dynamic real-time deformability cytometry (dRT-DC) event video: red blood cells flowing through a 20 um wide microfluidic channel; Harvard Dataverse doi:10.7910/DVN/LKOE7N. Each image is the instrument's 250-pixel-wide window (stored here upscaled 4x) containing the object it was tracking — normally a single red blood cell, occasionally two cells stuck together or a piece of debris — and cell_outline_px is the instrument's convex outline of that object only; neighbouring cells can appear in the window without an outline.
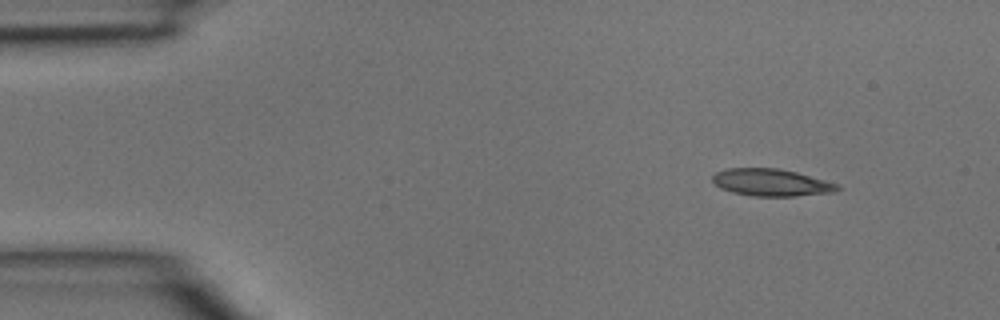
{"species": "common noctule bat (a hibernating species)", "species_latin": "Nyctalus noctula", "temperature_condition": "room temperature", "stored_images_in_passage": 3, "camera_frame_rate_fps": 3000, "um_per_image_px": 0.085, "animal": {"sex": "male", "body_mass_g": 15.6}, "frame": {"image": 1, "passage_image": 1, "time_ms": 0.0, "image_size_px": [1000, 320], "cell_outline_px": [[840, 188], [832, 192], [796, 196], [752, 196], [732, 192], [720, 188], [712, 180], [712, 176], [716, 172], [728, 168], [776, 168], [796, 172], [840, 184]], "centroid_in_image_um": [65.55, 15.51], "position_along_channel_um": 19.5, "area_um2": 19.71}}
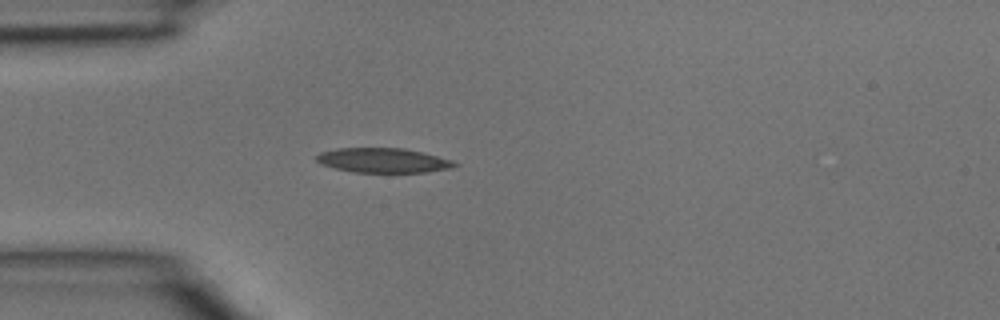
{"frame": {"image": 2, "passage_image": 3, "time_ms": 0.667, "image_size_px": [1000, 320], "cell_outline_px": [[460, 164], [452, 168], [424, 172], [352, 172], [320, 164], [316, 160], [316, 156], [320, 152], [336, 148], [404, 148], [452, 160]], "centroid_in_image_um": [32.54, 13.63], "position_along_channel_um": 52.5, "area_um2": 19.71}}